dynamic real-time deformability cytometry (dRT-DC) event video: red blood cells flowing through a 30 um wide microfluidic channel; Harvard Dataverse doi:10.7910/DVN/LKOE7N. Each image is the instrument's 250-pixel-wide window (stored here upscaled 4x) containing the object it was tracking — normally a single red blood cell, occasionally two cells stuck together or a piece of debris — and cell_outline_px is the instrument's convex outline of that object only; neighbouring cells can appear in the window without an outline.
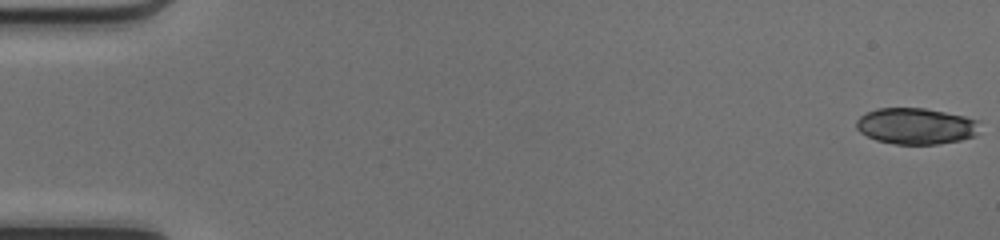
{"species": "common noctule bat (a hibernating species)", "species_latin": "Nyctalus noctula", "temperature_condition": "cold", "stored_images_in_passage": 31, "camera_frame_rate_fps": 3000, "um_per_image_px": 0.085, "animal": {"sex": "female", "body_mass_g": 17.0, "forearm_length_mm": 48.0}, "frame": {"image": 1, "passage_image": 1, "time_ms": 0.0, "image_size_px": [1000, 240], "cell_outline_px": [[980, 120], [976, 136], [960, 140], [936, 144], [896, 144], [876, 140], [860, 132], [856, 128], [856, 120], [864, 112], [876, 108], [924, 108], [964, 116]], "centroid_in_image_um": [77.84, 10.71], "position_along_channel_um": 7.2, "area_um2": 26.18}}
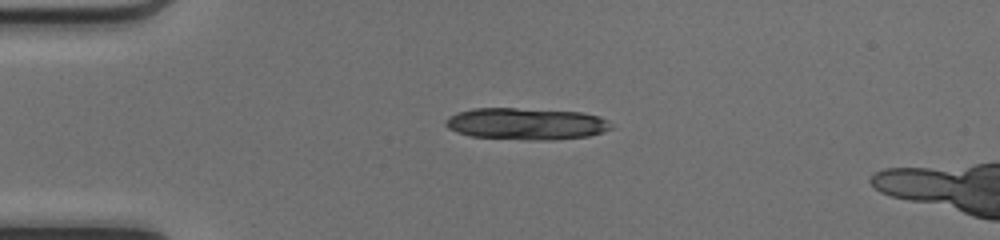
{"frame": {"image": 2, "passage_image": 13, "time_ms": 4.0, "image_size_px": [1000, 240], "cell_outline_px": [[612, 128], [604, 132], [588, 136], [544, 140], [528, 140], [472, 136], [456, 132], [448, 128], [444, 124], [444, 120], [448, 116], [456, 112], [472, 108], [516, 108], [580, 112], [600, 116], [608, 120], [612, 124]], "centroid_in_image_um": [44.7, 10.51], "position_along_channel_um": 40.3, "area_um2": 30.81}}
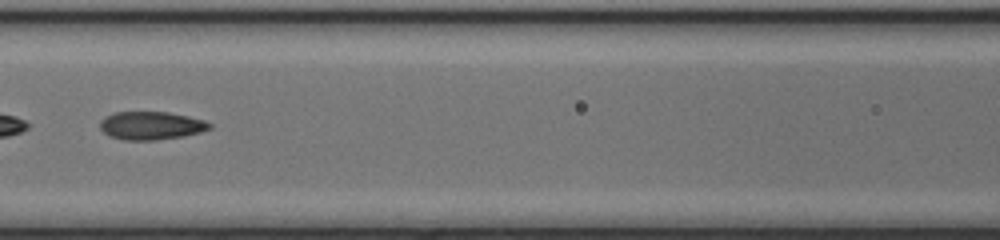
{"frame": {"image": 3, "passage_image": 24, "time_ms": 7.667, "image_size_px": [1000, 240], "cell_outline_px": [[212, 128], [200, 132], [184, 136], [156, 140], [124, 140], [108, 136], [100, 128], [100, 120], [116, 112], [168, 112], [188, 116], [204, 120], [212, 124]], "centroid_in_image_um": [12.86, 10.68], "position_along_channel_um": 153.7, "area_um2": 17.98}}